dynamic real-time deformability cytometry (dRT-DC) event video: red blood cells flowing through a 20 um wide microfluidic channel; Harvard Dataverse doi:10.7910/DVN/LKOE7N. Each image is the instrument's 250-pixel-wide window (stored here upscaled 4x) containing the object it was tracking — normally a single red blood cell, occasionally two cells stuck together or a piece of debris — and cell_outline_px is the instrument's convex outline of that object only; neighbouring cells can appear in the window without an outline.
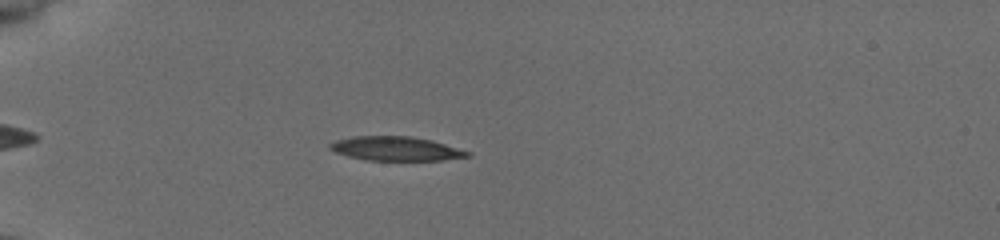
{"species": "common noctule bat (a hibernating species)", "species_latin": "Nyctalus noctula", "temperature_condition": "cold", "stored_images_in_passage": 46, "camera_frame_rate_fps": 3000, "um_per_image_px": 0.085, "animal": {"sex": "female", "body_mass_g": 19.5, "forearm_length_mm": 54.1}, "frame": {"image": 1, "passage_image": 9, "time_ms": 2.667, "image_size_px": [1000, 240], "cell_outline_px": [[472, 156], [440, 160], [368, 160], [348, 156], [336, 152], [328, 148], [328, 144], [336, 140], [352, 136], [408, 136], [432, 140], [472, 152]], "centroid_in_image_um": [33.66, 12.63], "position_along_channel_um": 51.3, "area_um2": 19.31}}
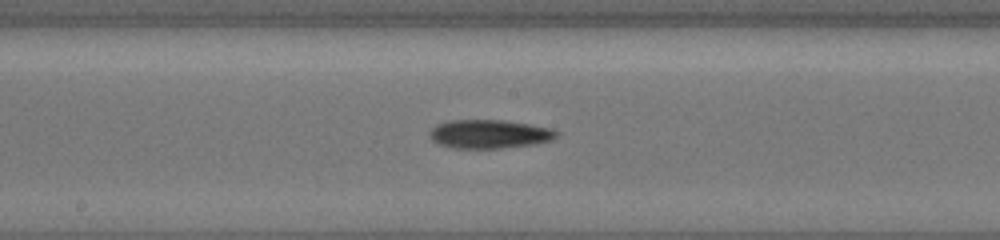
{"frame": {"image": 2, "passage_image": 23, "time_ms": 7.333, "image_size_px": [1000, 240], "cell_outline_px": [[560, 132], [552, 140], [536, 144], [500, 148], [452, 148], [440, 144], [432, 140], [428, 132], [436, 124], [448, 120], [504, 120], [552, 128]], "centroid_in_image_um": [41.6, 11.39], "position_along_channel_um": 206.6, "area_um2": 21.33}}
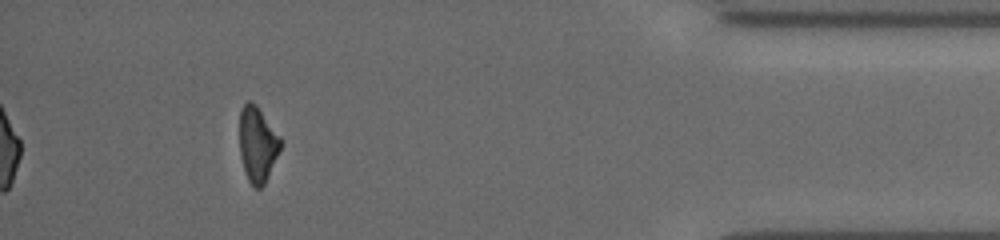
{"frame": {"image": 3, "passage_image": 42, "time_ms": 13.667, "image_size_px": [1000, 240], "cell_outline_px": [[284, 140], [268, 176], [264, 184], [260, 188], [256, 188], [248, 180], [240, 156], [240, 108], [248, 100], [256, 104]], "centroid_in_image_um": [21.9, 12.23], "position_along_channel_um": 413.3, "area_um2": 18.03}, "authors_computed_cell_mechanics": {"area_um2": 19.8543, "velocity_mm_per_s": 3.938, "shape_relaxation_time_tau1_ms": 2.5812, "shape_relaxation_time_tau2_ms": 11.0292, "deformation_change_tau1": 0.104, "deformation_change_tau2": 0.2372}}